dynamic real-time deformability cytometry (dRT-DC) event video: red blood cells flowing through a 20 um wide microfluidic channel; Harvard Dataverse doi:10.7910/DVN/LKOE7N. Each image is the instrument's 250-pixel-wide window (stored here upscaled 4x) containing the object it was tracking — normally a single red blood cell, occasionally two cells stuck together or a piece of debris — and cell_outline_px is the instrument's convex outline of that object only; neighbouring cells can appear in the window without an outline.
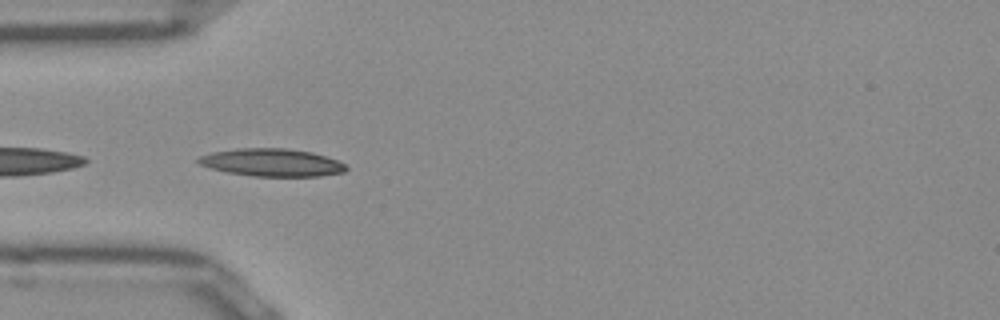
{"species": "Egyptian fruit bat (a non-hibernating species)", "species_latin": "Rousettus aegyptiacus", "temperature_condition": "room temperature", "stored_images_in_passage": 25, "camera_frame_rate_fps": 3000, "um_per_image_px": 0.085, "frame": {"image": 1, "passage_image": 11, "time_ms": 3.333, "image_size_px": [1000, 320], "cell_outline_px": [[348, 168], [344, 172], [320, 176], [252, 176], [228, 172], [212, 168], [200, 164], [196, 160], [200, 156], [212, 152], [236, 148], [284, 148], [312, 152], [336, 160], [344, 164]], "centroid_in_image_um": [23.1, 13.81], "position_along_channel_um": 61.9, "area_um2": 23.64}}
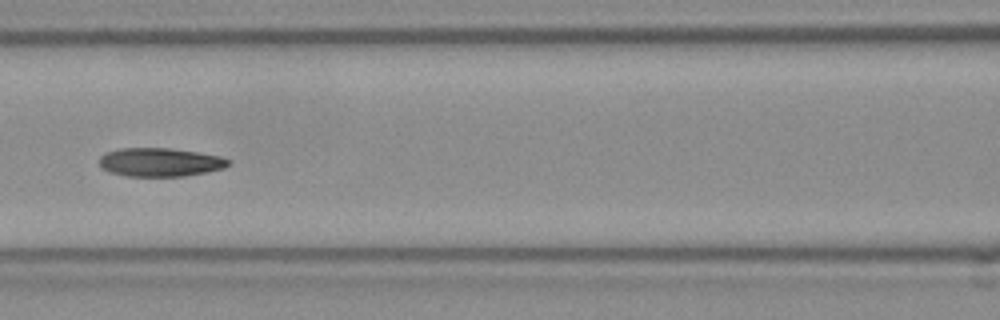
{"frame": {"image": 2, "passage_image": 18, "time_ms": 5.667, "image_size_px": [1000, 320], "cell_outline_px": [[232, 160], [224, 168], [184, 176], [124, 176], [108, 172], [100, 168], [100, 156], [108, 152], [120, 148], [168, 148], [196, 152], [220, 156]], "centroid_in_image_um": [13.57, 13.79], "position_along_channel_um": 153.0, "area_um2": 21.44}}
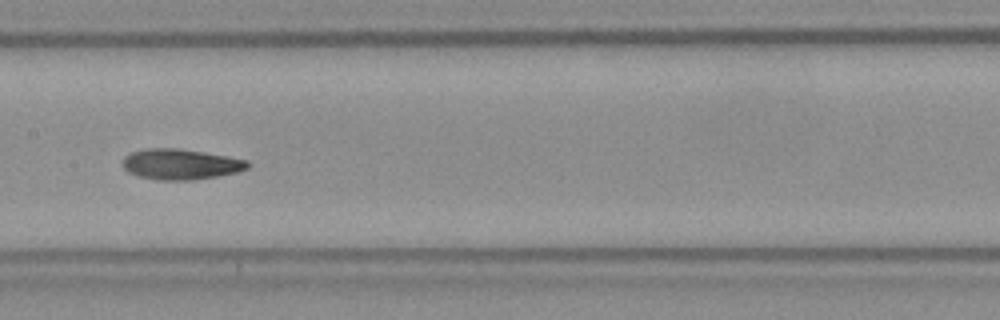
{"frame": {"image": 3, "passage_image": 21, "time_ms": 6.667, "image_size_px": [1000, 320], "cell_outline_px": [[248, 168], [236, 172], [216, 176], [192, 180], [160, 180], [140, 176], [128, 172], [124, 168], [124, 156], [132, 152], [148, 148], [176, 148], [228, 156], [248, 160]], "centroid_in_image_um": [15.35, 13.95], "position_along_channel_um": 192.0, "area_um2": 21.96}}